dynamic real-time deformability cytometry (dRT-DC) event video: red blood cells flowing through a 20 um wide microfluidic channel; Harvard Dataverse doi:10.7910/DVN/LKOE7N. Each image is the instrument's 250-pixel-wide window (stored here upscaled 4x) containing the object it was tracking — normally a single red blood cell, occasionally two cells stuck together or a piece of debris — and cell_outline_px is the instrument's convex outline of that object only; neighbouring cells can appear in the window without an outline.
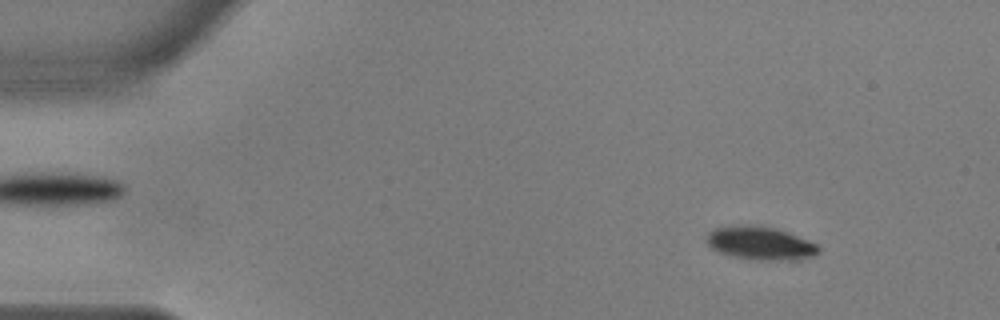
{"species": "common noctule bat (a hibernating species)", "species_latin": "Nyctalus noctula", "temperature_condition": "warm", "stored_images_in_passage": 17, "camera_frame_rate_fps": 3000, "um_per_image_px": 0.085, "animal": {"sex": "male", "body_mass_g": 17.9, "forearm_length_mm": 54.2}, "frame": {"image": 1, "passage_image": 6, "time_ms": 1.667, "image_size_px": [1000, 320], "cell_outline_px": [[820, 252], [816, 256], [800, 260], [756, 260], [728, 256], [716, 252], [704, 240], [704, 236], [708, 232], [716, 228], [748, 224], [752, 224], [776, 228], [788, 232], [808, 240], [816, 244], [820, 248]], "centroid_in_image_um": [64.61, 20.69], "position_along_channel_um": 20.4, "area_um2": 22.25}}
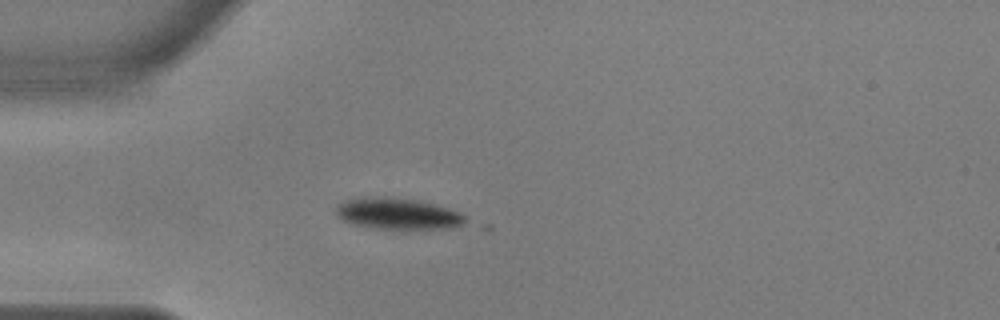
{"frame": {"image": 2, "passage_image": 15, "time_ms": 4.667, "image_size_px": [1000, 320], "cell_outline_px": [[464, 224], [452, 228], [376, 228], [352, 224], [336, 216], [336, 208], [340, 204], [348, 200], [416, 200], [448, 208], [460, 212], [464, 216]], "centroid_in_image_um": [33.87, 18.22], "position_along_channel_um": 51.1, "area_um2": 21.96}}